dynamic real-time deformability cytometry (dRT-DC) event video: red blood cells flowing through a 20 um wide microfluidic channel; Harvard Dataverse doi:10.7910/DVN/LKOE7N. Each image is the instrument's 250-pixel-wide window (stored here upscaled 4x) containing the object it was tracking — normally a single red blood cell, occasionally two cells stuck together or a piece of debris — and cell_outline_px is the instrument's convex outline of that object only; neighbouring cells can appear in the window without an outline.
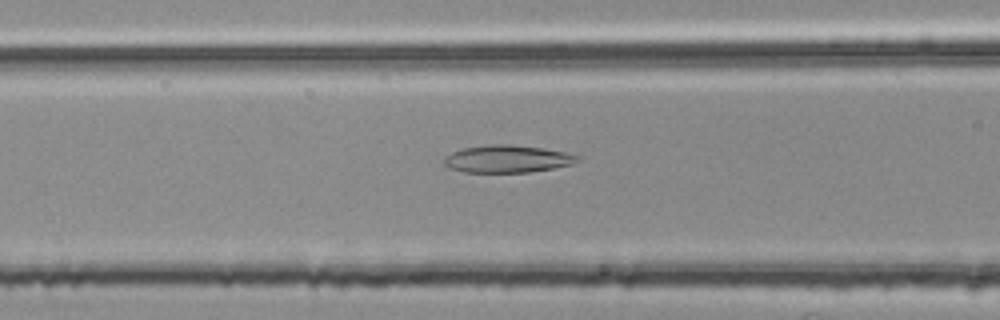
{"species": "common noctule bat (a hibernating species)", "species_latin": "Nyctalus noctula", "temperature_condition": "room temperature", "stored_images_in_passage": 39, "camera_frame_rate_fps": 3000, "um_per_image_px": 0.085, "animal": {"sex": "female", "body_mass_g": 25.1}, "frame": {"image": 1, "passage_image": 7, "time_ms": 2.0, "image_size_px": [1000, 320], "cell_outline_px": [[580, 160], [572, 164], [552, 168], [528, 172], [464, 172], [448, 168], [444, 164], [444, 160], [452, 152], [464, 148], [484, 144], [504, 144], [540, 148], [568, 152], [580, 156]], "centroid_in_image_um": [43.13, 13.5], "position_along_channel_um": 123.5, "area_um2": 21.21}}
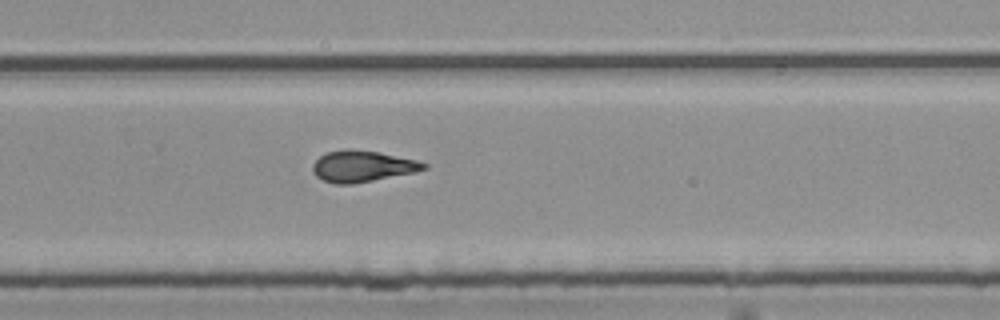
{"frame": {"image": 2, "passage_image": 21, "time_ms": 6.667, "image_size_px": [1000, 320], "cell_outline_px": [[428, 168], [412, 172], [352, 184], [336, 184], [324, 180], [316, 176], [312, 172], [312, 164], [320, 156], [328, 152], [380, 152], [416, 160], [428, 164]], "centroid_in_image_um": [30.8, 14.17], "position_along_channel_um": 299.0, "area_um2": 19.31}}
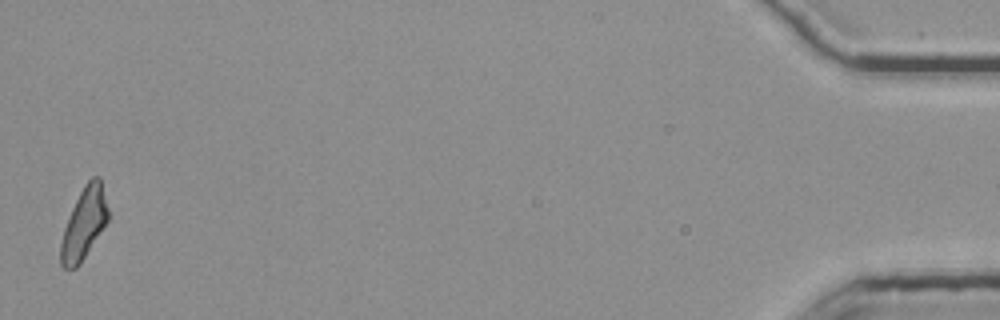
{"frame": {"image": 3, "passage_image": 39, "time_ms": 12.667, "image_size_px": [1000, 320], "cell_outline_px": [[108, 220], [80, 264], [76, 268], [64, 268], [60, 264], [60, 244], [64, 228], [72, 208], [84, 184], [92, 176], [100, 176], [108, 208]], "centroid_in_image_um": [7.13, 18.99], "position_along_channel_um": 428.1, "area_um2": 19.48}, "authors_computed_cell_mechanics": {"area_um2": 19.9988, "velocity_mm_per_s": 3.759, "shape_relaxation_time_tau1_ms": null, "shape_relaxation_time_tau2_ms": 3.701, "deformation_change_tau1": null, "deformation_change_tau2": 0.1269}}